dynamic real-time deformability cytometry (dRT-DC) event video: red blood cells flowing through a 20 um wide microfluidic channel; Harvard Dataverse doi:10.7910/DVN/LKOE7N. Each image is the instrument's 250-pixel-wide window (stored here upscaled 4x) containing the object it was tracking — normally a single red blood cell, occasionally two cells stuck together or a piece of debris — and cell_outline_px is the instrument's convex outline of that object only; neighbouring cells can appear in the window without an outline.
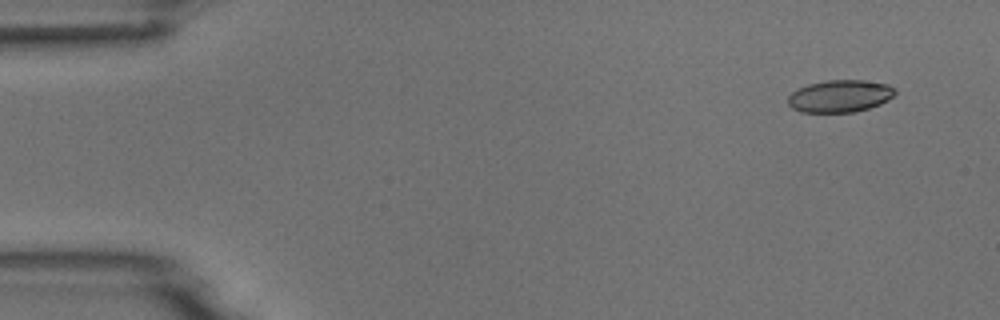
{"species": "common noctule bat (a hibernating species)", "species_latin": "Nyctalus noctula", "temperature_condition": "room temperature", "stored_images_in_passage": 5, "camera_frame_rate_fps": 3000, "um_per_image_px": 0.085, "animal": {"sex": "male", "body_mass_g": 18.8}, "frame": {"image": 1, "passage_image": 1, "time_ms": 0.0, "image_size_px": [1000, 320], "cell_outline_px": [[896, 92], [888, 100], [880, 104], [868, 108], [852, 112], [800, 112], [792, 108], [788, 104], [788, 96], [796, 88], [808, 84], [828, 80], [864, 80], [888, 84]], "centroid_in_image_um": [71.36, 8.16], "position_along_channel_um": 13.6, "area_um2": 20.11}}
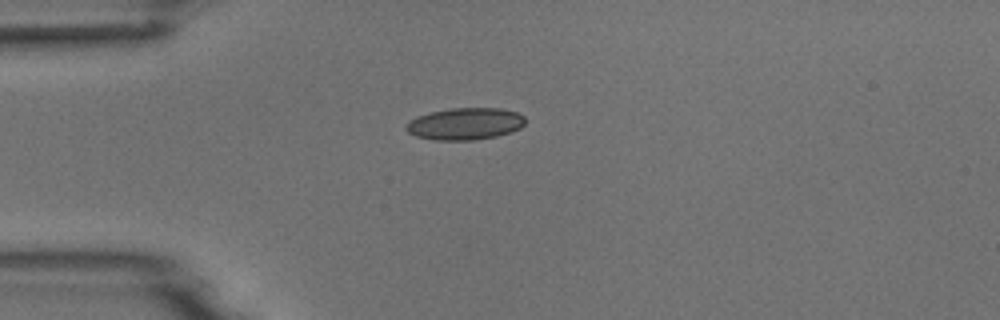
{"frame": {"image": 2, "passage_image": 4, "time_ms": 3.333, "image_size_px": [1000, 320], "cell_outline_px": [[524, 124], [520, 128], [512, 132], [496, 136], [472, 140], [436, 140], [416, 136], [408, 132], [404, 128], [416, 116], [432, 112], [452, 108], [500, 108], [516, 112], [524, 116]], "centroid_in_image_um": [39.55, 10.52], "position_along_channel_um": 45.5, "area_um2": 22.02}}